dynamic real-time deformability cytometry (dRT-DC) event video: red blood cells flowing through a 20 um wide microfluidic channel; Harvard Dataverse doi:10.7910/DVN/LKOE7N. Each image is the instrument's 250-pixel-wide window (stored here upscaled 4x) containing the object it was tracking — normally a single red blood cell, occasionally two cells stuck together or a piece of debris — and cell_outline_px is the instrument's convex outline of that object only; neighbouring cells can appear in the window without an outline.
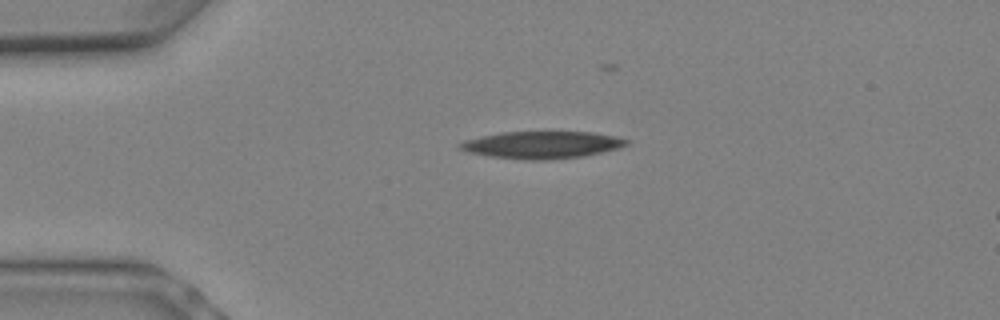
{"species": "Egyptian fruit bat (a non-hibernating species)", "species_latin": "Rousettus aegyptiacus", "temperature_condition": "warm", "stored_images_in_passage": 11, "camera_frame_rate_fps": 3000, "um_per_image_px": 0.085, "animal": {"sex": "female"}, "frame": {"image": 1, "passage_image": 4, "time_ms": 1.0, "image_size_px": [1000, 320], "cell_outline_px": [[628, 144], [620, 148], [584, 156], [544, 160], [532, 160], [492, 156], [468, 152], [456, 148], [456, 144], [464, 140], [480, 136], [500, 132], [592, 132], [616, 136], [628, 140]], "centroid_in_image_um": [46.04, 12.3], "position_along_channel_um": 39.0, "area_um2": 26.41}}
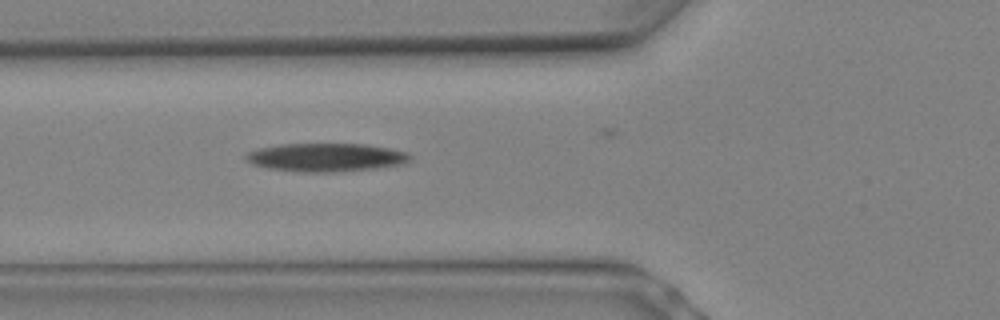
{"frame": {"image": 2, "passage_image": 7, "time_ms": 2.0, "image_size_px": [1000, 320], "cell_outline_px": [[412, 160], [408, 164], [380, 168], [340, 172], [296, 172], [268, 168], [252, 164], [244, 160], [244, 156], [248, 152], [260, 148], [280, 144], [364, 144], [388, 148], [408, 152], [412, 156]], "centroid_in_image_um": [27.77, 13.39], "position_along_channel_um": 98.0, "area_um2": 27.63}}